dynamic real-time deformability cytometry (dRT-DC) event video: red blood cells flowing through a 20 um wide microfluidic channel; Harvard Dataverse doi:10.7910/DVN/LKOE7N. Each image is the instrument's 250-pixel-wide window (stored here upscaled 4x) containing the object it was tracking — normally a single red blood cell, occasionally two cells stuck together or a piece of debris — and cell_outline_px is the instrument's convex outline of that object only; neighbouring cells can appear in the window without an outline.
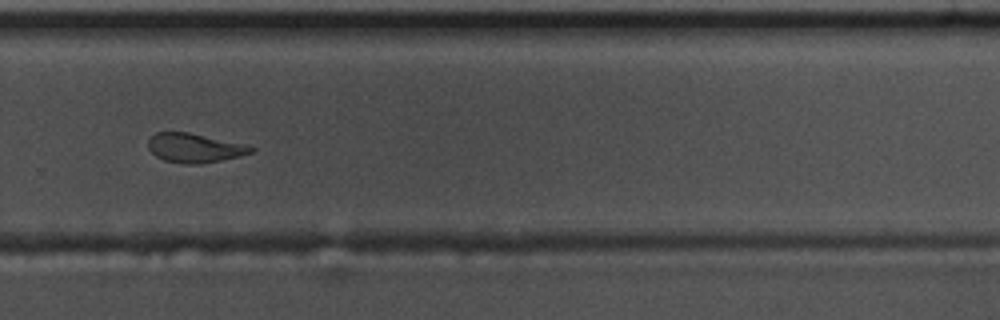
{"species": "common noctule bat (a hibernating species)", "species_latin": "Nyctalus noctula", "temperature_condition": "warm", "stored_images_in_passage": 43, "camera_frame_rate_fps": 3000, "um_per_image_px": 0.085, "animal": {"sex": "male", "body_mass_g": 17.5, "forearm_length_mm": 52.3}, "frame": {"image": 1, "passage_image": 25, "time_ms": 8.0, "image_size_px": [1000, 320], "cell_outline_px": [[256, 152], [240, 156], [200, 164], [184, 164], [164, 160], [156, 156], [148, 148], [148, 140], [156, 132], [188, 132], [244, 144], [256, 148]], "centroid_in_image_um": [16.55, 12.58], "position_along_channel_um": 313.2, "area_um2": 17.46}}
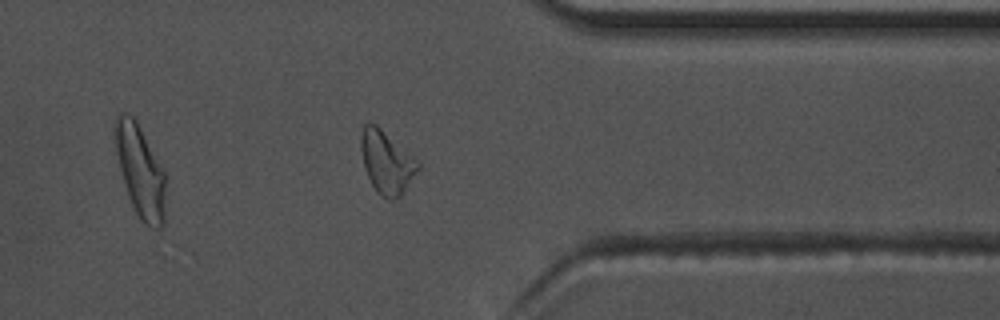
{"frame": {"image": 2, "passage_image": 31, "time_ms": 10.0, "image_size_px": [1000, 320], "cell_outline_px": [[420, 168], [404, 192], [400, 196], [392, 200], [380, 196], [376, 192], [364, 168], [360, 148], [360, 136], [364, 124], [376, 124], [416, 160], [420, 164]], "centroid_in_image_um": [32.84, 13.81], "position_along_channel_um": 378.6, "area_um2": 20.58}}
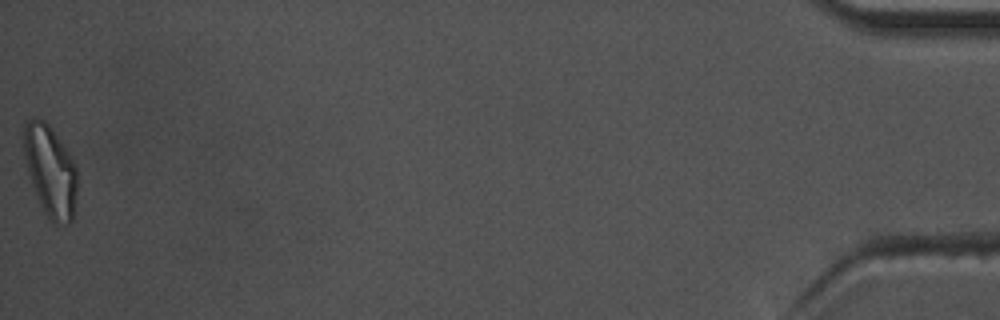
{"frame": {"image": 3, "passage_image": 43, "time_ms": 14.0, "image_size_px": [1000, 320], "cell_outline_px": [[76, 192], [72, 220], [68, 224], [56, 224], [48, 216], [40, 204], [36, 196], [28, 172], [24, 156], [24, 124], [28, 120], [36, 116], [44, 120], [48, 124], [68, 152], [76, 164]], "centroid_in_image_um": [4.27, 14.51], "position_along_channel_um": 430.9, "area_um2": 28.03}, "authors_computed_cell_mechanics": {"area_um2": 18.4382, "velocity_mm_per_s": 3.6706, "shape_relaxation_time_tau1_ms": 8.2256, "shape_relaxation_time_tau2_ms": 5.2927, "deformation_change_tau1": 0.2216, "deformation_change_tau2": 0.1471}}